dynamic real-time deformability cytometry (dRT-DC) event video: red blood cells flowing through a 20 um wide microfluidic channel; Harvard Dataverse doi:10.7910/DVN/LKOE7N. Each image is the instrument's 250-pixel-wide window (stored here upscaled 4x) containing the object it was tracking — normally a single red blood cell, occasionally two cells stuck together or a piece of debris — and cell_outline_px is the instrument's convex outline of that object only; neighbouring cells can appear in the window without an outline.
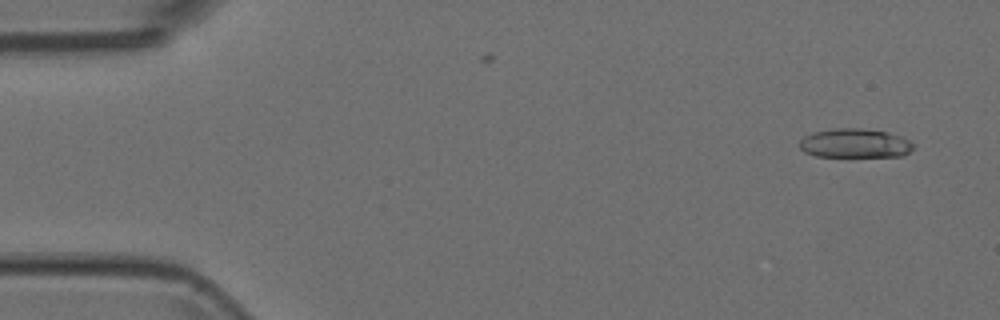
{"species": "Egyptian fruit bat (a non-hibernating species)", "species_latin": "Rousettus aegyptiacus", "temperature_condition": "room temperature", "stored_images_in_passage": 5, "camera_frame_rate_fps": 3000, "um_per_image_px": 0.085, "animal": {"sex": "female"}, "frame": {"image": 1, "passage_image": 1, "time_ms": 0.0, "image_size_px": [1000, 320], "cell_outline_px": [[912, 148], [904, 156], [816, 156], [804, 152], [800, 148], [800, 140], [804, 136], [812, 132], [832, 128], [860, 128], [888, 132], [900, 136], [908, 140], [912, 144]], "centroid_in_image_um": [72.63, 12.17], "position_along_channel_um": 12.4, "area_um2": 19.25}}
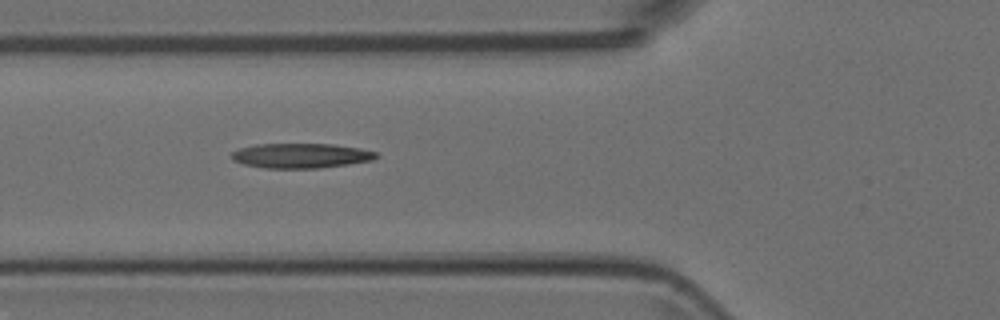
{"frame": {"image": 2, "passage_image": 5, "time_ms": 1.333, "image_size_px": [1000, 320], "cell_outline_px": [[380, 156], [372, 160], [348, 164], [316, 168], [264, 168], [244, 164], [232, 160], [232, 152], [240, 148], [256, 144], [332, 144], [360, 148], [376, 152]], "centroid_in_image_um": [25.58, 13.23], "position_along_channel_um": 100.2, "area_um2": 20.81}}